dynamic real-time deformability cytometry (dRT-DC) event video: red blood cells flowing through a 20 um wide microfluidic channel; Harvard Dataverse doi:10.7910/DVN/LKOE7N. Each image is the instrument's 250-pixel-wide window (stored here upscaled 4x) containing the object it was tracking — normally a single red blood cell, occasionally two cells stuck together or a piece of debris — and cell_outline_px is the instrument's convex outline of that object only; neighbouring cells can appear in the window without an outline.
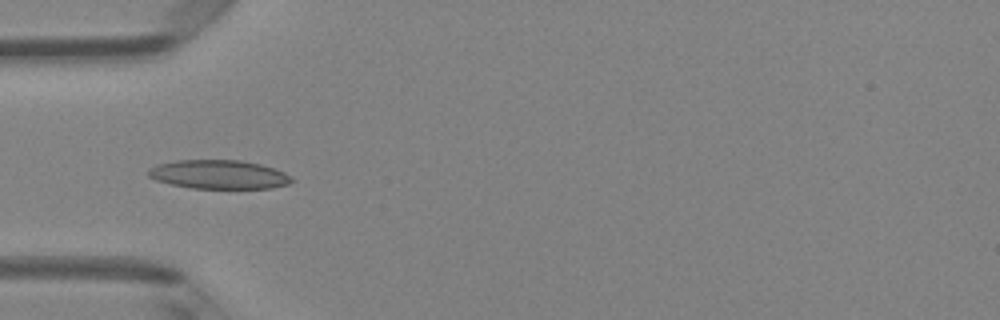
{"species": "Egyptian fruit bat (a non-hibernating species)", "species_latin": "Rousettus aegyptiacus", "temperature_condition": "room temperature", "stored_images_in_passage": 4, "camera_frame_rate_fps": 3000, "um_per_image_px": 0.085, "animal": {"sex": "female"}, "frame": {"image": 1, "passage_image": 3, "time_ms": 2.333, "image_size_px": [1000, 320], "cell_outline_px": [[296, 180], [288, 184], [272, 188], [192, 188], [172, 184], [156, 180], [148, 176], [148, 168], [156, 164], [176, 160], [240, 160], [260, 164], [284, 172], [292, 176]], "centroid_in_image_um": [18.61, 14.82], "position_along_channel_um": 66.4, "area_um2": 24.16}}
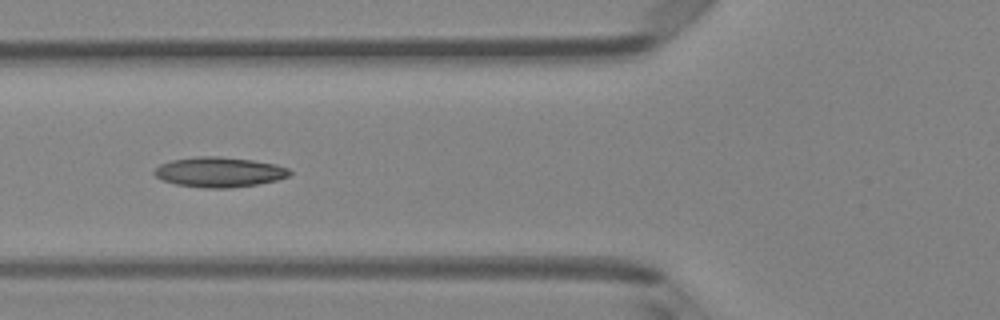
{"frame": {"image": 2, "passage_image": 4, "time_ms": 3.333, "image_size_px": [1000, 320], "cell_outline_px": [[292, 172], [288, 176], [276, 180], [256, 184], [228, 188], [204, 188], [176, 184], [164, 180], [156, 176], [152, 172], [160, 164], [172, 160], [196, 156], [216, 156], [252, 160], [276, 164], [288, 168]], "centroid_in_image_um": [18.63, 14.62], "position_along_channel_um": 107.2, "area_um2": 23.52}}